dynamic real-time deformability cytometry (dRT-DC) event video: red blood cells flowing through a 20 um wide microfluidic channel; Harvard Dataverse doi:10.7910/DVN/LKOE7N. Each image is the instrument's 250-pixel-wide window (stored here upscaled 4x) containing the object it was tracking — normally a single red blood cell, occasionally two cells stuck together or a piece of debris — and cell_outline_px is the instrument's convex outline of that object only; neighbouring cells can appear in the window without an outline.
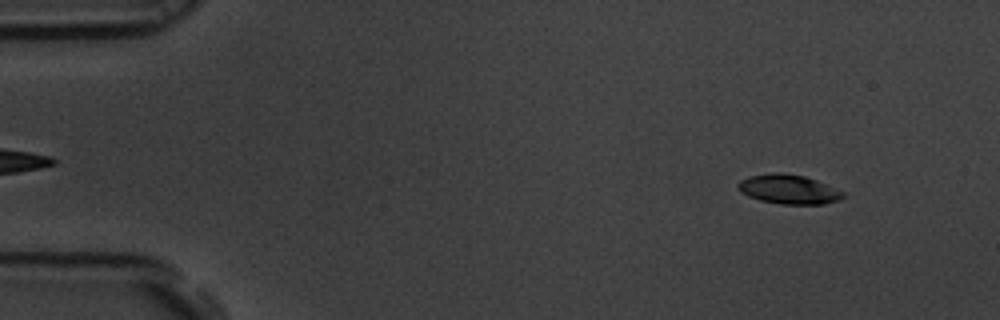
{"species": "common noctule bat (a hibernating species)", "species_latin": "Nyctalus noctula", "temperature_condition": "room temperature", "stored_images_in_passage": 55, "camera_frame_rate_fps": 3000, "um_per_image_px": 0.085, "animal": {"sex": "male", "body_mass_g": 19.5, "forearm_length_mm": 54.6}, "frame": {"image": 1, "passage_image": 5, "time_ms": 1.333, "image_size_px": [1000, 320], "cell_outline_px": [[844, 196], [840, 200], [824, 204], [780, 204], [760, 200], [748, 196], [740, 192], [736, 188], [736, 184], [740, 180], [748, 176], [776, 172], [780, 172], [804, 176], [816, 180], [844, 192]], "centroid_in_image_um": [66.99, 16.09], "position_along_channel_um": 18.0, "area_um2": 18.03}}
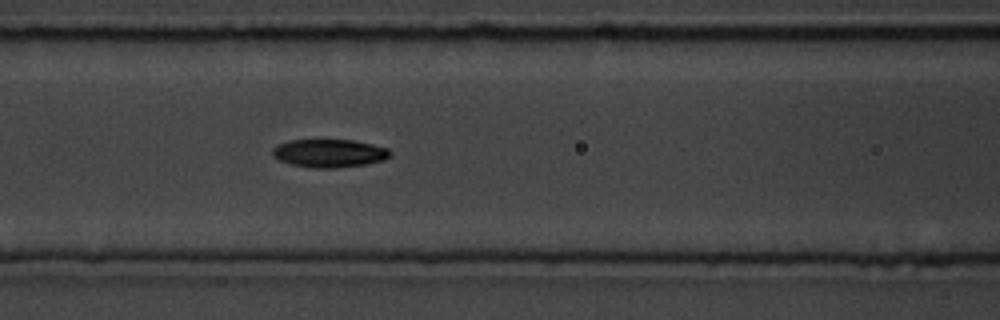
{"frame": {"image": 2, "passage_image": 23, "time_ms": 7.333, "image_size_px": [1000, 320], "cell_outline_px": [[392, 152], [384, 160], [368, 164], [336, 168], [312, 168], [288, 164], [272, 156], [272, 148], [288, 140], [352, 140], [372, 144], [388, 148]], "centroid_in_image_um": [27.98, 13.03], "position_along_channel_um": 138.6, "area_um2": 19.42}}
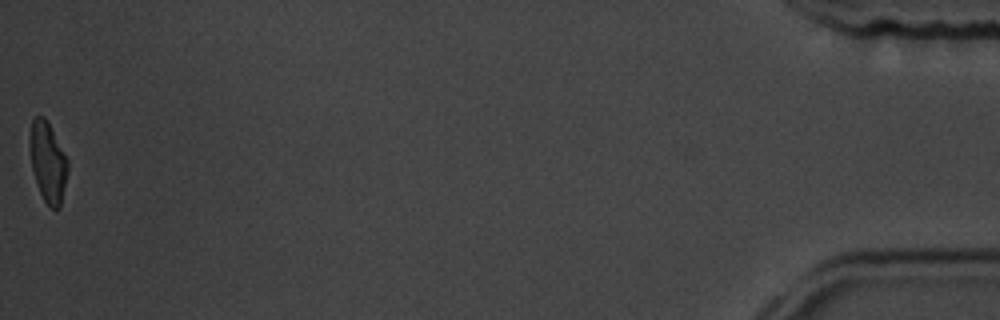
{"frame": {"image": 3, "passage_image": 55, "time_ms": 18.0, "image_size_px": [1000, 320], "cell_outline_px": [[68, 172], [60, 208], [52, 208], [44, 200], [40, 192], [32, 168], [28, 144], [28, 140], [32, 120], [36, 116], [44, 116], [68, 160]], "centroid_in_image_um": [4.05, 13.76], "position_along_channel_um": 431.1, "area_um2": 17.57}, "authors_computed_cell_mechanics": {"area_um2": 18.6694, "velocity_mm_per_s": 3.6714, "shape_relaxation_time_tau1_ms": 2.9419, "shape_relaxation_time_tau2_ms": 7.1539, "deformation_change_tau1": 0.1553, "deformation_change_tau2": 0.0979}}